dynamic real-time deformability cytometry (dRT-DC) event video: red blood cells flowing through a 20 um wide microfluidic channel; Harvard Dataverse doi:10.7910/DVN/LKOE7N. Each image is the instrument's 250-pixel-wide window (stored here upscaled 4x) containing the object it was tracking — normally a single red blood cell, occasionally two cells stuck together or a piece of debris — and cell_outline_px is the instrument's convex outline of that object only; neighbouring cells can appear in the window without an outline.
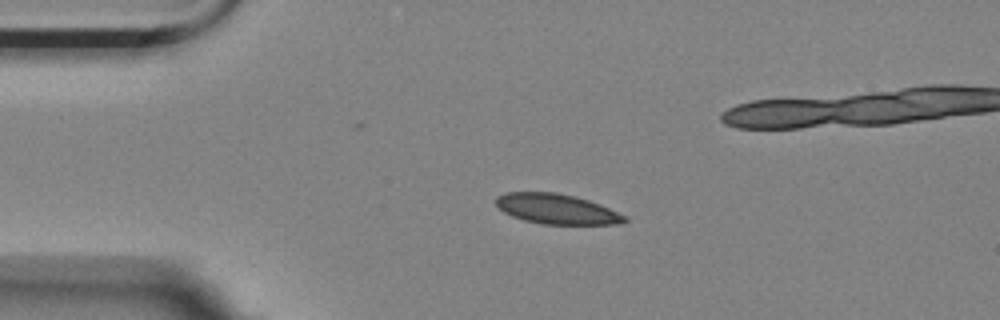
{"species": "Egyptian fruit bat (a non-hibernating species)", "species_latin": "Rousettus aegyptiacus", "temperature_condition": "room temperature", "stored_images_in_passage": 3, "camera_frame_rate_fps": 3000, "um_per_image_px": 0.085, "animal": {"sex": "female"}, "frame": {"image": 1, "passage_image": 1, "time_ms": 0.0, "image_size_px": [1000, 320], "cell_outline_px": [[628, 220], [620, 224], [540, 224], [524, 220], [512, 216], [504, 212], [496, 204], [496, 196], [508, 192], [556, 192], [576, 196], [600, 204], [628, 216]], "centroid_in_image_um": [47.35, 17.76], "position_along_channel_um": 37.7, "area_um2": 22.66}}